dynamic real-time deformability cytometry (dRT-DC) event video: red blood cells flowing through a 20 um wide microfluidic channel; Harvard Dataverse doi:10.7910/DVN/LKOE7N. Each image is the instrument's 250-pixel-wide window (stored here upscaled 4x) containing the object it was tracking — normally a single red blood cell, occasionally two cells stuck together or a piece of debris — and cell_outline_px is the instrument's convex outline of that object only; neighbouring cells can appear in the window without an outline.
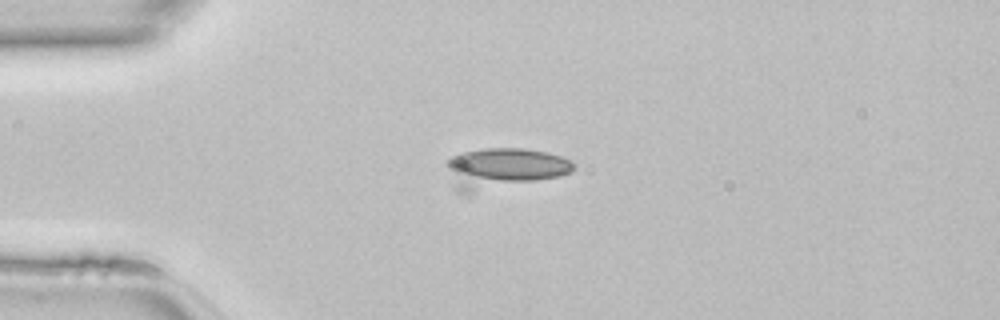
{"species": "common noctule bat (a hibernating species)", "species_latin": "Nyctalus noctula", "temperature_condition": "room temperature", "stored_images_in_passage": 19, "camera_frame_rate_fps": 3000, "um_per_image_px": 0.085, "animal": {"sex": "female", "body_mass_g": 22.7, "forearm_length_mm": 54.2}, "frame": {"image": 1, "passage_image": 1, "time_ms": 0.0, "image_size_px": [1000, 320], "cell_outline_px": [[576, 164], [572, 172], [560, 176], [472, 192], [456, 192], [448, 168], [448, 160], [452, 156], [460, 152], [484, 148], [524, 148], [548, 152], [572, 160]], "centroid_in_image_um": [42.85, 14.26], "position_along_channel_um": 42.1, "area_um2": 29.54}}